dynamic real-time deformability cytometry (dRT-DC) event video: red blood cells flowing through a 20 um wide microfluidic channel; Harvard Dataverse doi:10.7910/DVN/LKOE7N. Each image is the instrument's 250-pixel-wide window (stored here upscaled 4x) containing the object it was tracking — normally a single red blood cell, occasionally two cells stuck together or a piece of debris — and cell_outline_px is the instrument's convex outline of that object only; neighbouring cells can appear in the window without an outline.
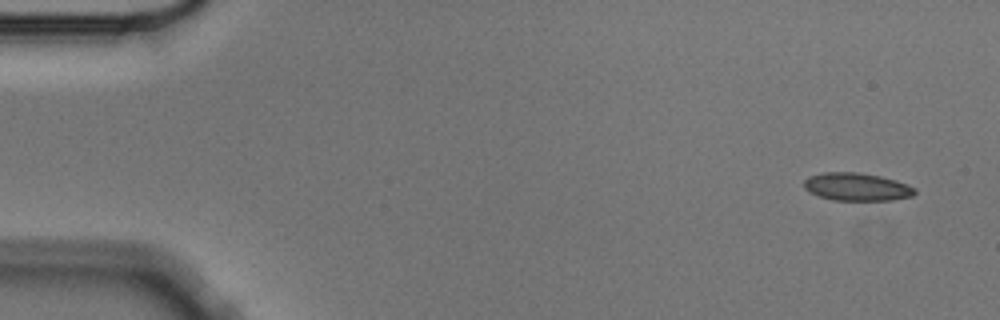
{"species": "Egyptian fruit bat (a non-hibernating species)", "species_latin": "Rousettus aegyptiacus", "temperature_condition": "cold", "stored_images_in_passage": 5, "segment_of_instrument_passage": [1, 2], "camera_frame_rate_fps": 3000, "um_per_image_px": 0.085, "animal": {"sex": "male"}, "frame": {"image": 1, "passage_image": 1, "time_ms": 0.0, "image_size_px": [1000, 320], "cell_outline_px": [[916, 192], [912, 196], [892, 200], [832, 200], [808, 192], [804, 188], [804, 180], [808, 176], [824, 172], [856, 172], [880, 176], [896, 180], [916, 188]], "centroid_in_image_um": [72.81, 15.88], "position_along_channel_um": 12.2, "area_um2": 18.03}}
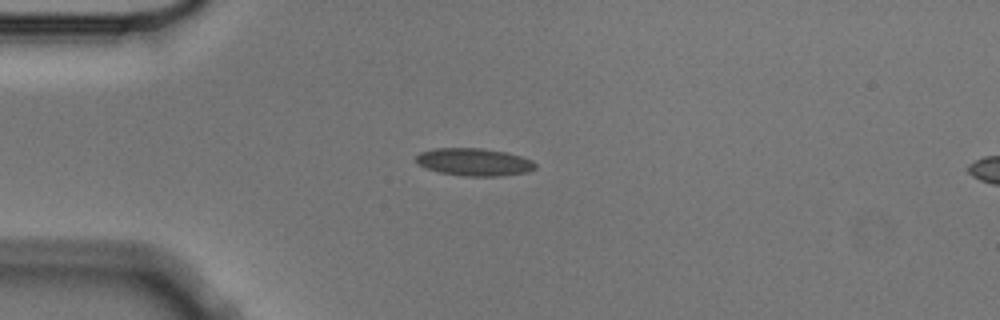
{"frame": {"image": 2, "passage_image": 4, "time_ms": 1.0, "image_size_px": [1000, 320], "cell_outline_px": [[536, 168], [528, 172], [500, 176], [464, 176], [440, 172], [416, 164], [416, 156], [420, 152], [436, 148], [480, 148], [508, 152], [532, 160], [536, 164]], "centroid_in_image_um": [40.32, 13.77], "position_along_channel_um": 44.7, "area_um2": 19.19}}